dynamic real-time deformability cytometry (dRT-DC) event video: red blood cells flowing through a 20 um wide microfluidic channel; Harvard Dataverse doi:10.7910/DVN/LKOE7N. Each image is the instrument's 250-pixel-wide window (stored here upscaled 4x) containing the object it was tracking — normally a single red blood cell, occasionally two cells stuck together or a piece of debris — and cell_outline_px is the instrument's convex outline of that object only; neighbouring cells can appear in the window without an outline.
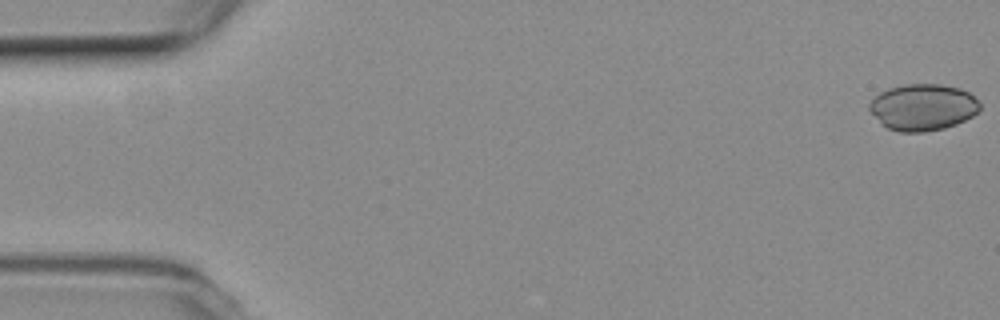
{"species": "common noctule bat (a hibernating species)", "species_latin": "Nyctalus noctula", "temperature_condition": "room temperature", "stored_images_in_passage": 55, "camera_frame_rate_fps": 3000, "um_per_image_px": 0.085, "animal": {"sex": "female", "body_mass_g": 19.3, "forearm_length_mm": 54.1}, "frame": {"image": 1, "passage_image": 1, "time_ms": 0.0, "image_size_px": [1000, 320], "cell_outline_px": [[980, 108], [972, 116], [956, 124], [944, 128], [924, 132], [900, 132], [888, 128], [868, 108], [868, 104], [880, 92], [888, 88], [904, 84], [940, 84], [960, 88], [968, 92], [980, 100]], "centroid_in_image_um": [78.47, 9.1], "position_along_channel_um": 6.5, "area_um2": 29.82}}
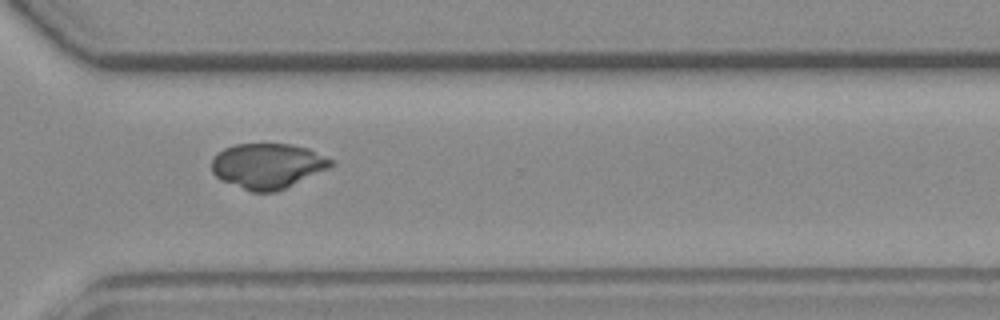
{"frame": {"image": 2, "passage_image": 40, "time_ms": 13.0, "image_size_px": [1000, 320], "cell_outline_px": [[332, 164], [328, 168], [276, 192], [252, 192], [220, 180], [212, 172], [212, 160], [224, 148], [236, 144], [288, 144], [308, 148], [332, 160]], "centroid_in_image_um": [22.71, 14.1], "position_along_channel_um": 347.9, "area_um2": 30.98}}
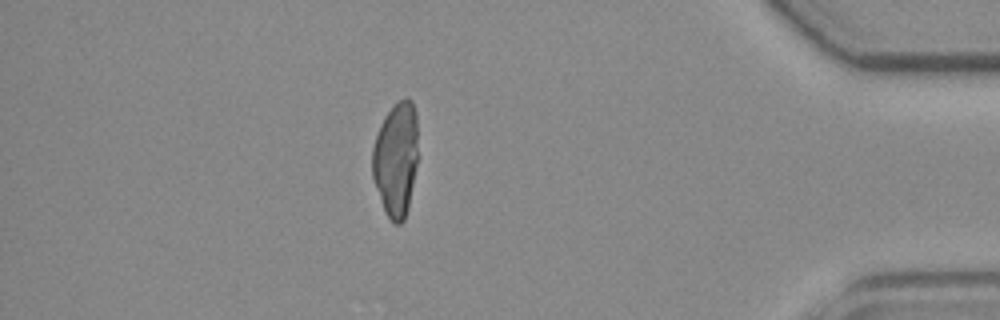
{"frame": {"image": 3, "passage_image": 48, "time_ms": 15.667, "image_size_px": [1000, 320], "cell_outline_px": [[416, 164], [408, 208], [404, 220], [400, 224], [396, 224], [384, 212], [372, 176], [372, 148], [380, 124], [384, 116], [404, 96], [412, 100], [416, 112]], "centroid_in_image_um": [33.63, 13.53], "position_along_channel_um": 401.6, "area_um2": 30.17}}